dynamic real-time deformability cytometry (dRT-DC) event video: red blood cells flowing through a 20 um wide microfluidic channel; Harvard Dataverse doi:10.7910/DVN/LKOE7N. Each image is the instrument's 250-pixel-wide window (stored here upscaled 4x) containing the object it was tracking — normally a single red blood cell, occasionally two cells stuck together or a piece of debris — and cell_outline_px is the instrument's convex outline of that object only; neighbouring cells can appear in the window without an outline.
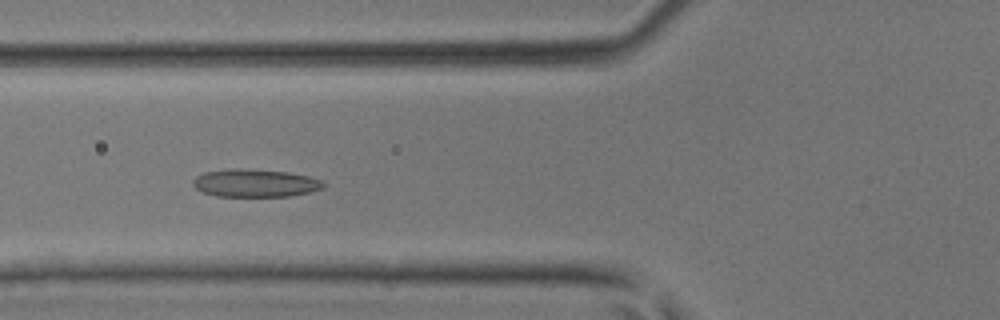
{"species": "common noctule bat (a hibernating species)", "species_latin": "Nyctalus noctula", "temperature_condition": "room temperature", "stored_images_in_passage": 36, "camera_frame_rate_fps": 3000, "um_per_image_px": 0.085, "animal": {"sex": "male", "body_mass_g": 17.9, "forearm_length_mm": 54.2}, "frame": {"image": 1, "passage_image": 9, "time_ms": 2.667, "image_size_px": [1000, 320], "cell_outline_px": [[324, 188], [308, 192], [288, 196], [216, 196], [204, 192], [196, 188], [192, 184], [192, 180], [196, 176], [204, 172], [232, 168], [240, 168], [288, 172], [308, 176], [324, 180]], "centroid_in_image_um": [21.68, 15.55], "position_along_channel_um": 104.1, "area_um2": 21.15}}
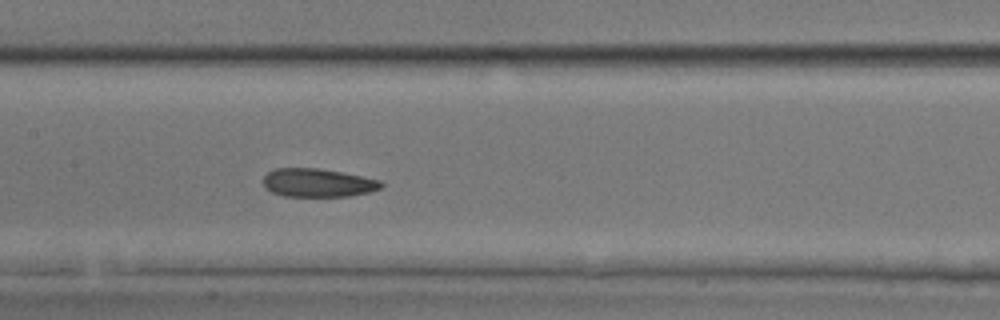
{"frame": {"image": 2, "passage_image": 14, "time_ms": 4.333, "image_size_px": [1000, 320], "cell_outline_px": [[384, 184], [380, 188], [368, 192], [348, 196], [284, 196], [272, 192], [264, 188], [264, 176], [268, 172], [276, 168], [320, 168], [380, 180]], "centroid_in_image_um": [26.98, 15.53], "position_along_channel_um": 180.4, "area_um2": 19.36}}
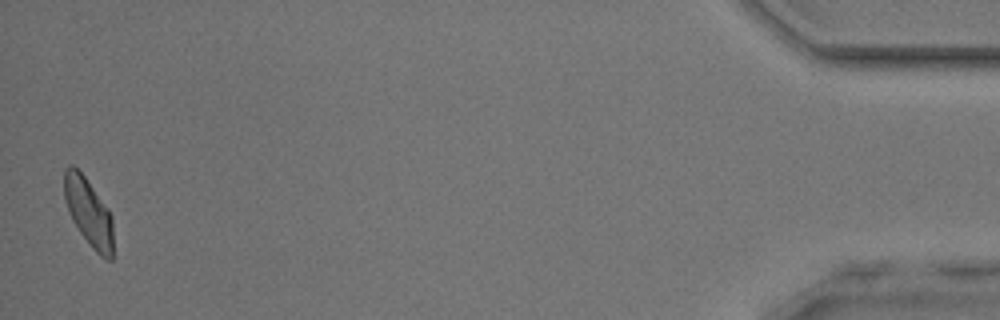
{"frame": {"image": 3, "passage_image": 36, "time_ms": 11.667, "image_size_px": [1000, 320], "cell_outline_px": [[112, 260], [108, 260], [100, 256], [92, 248], [80, 232], [72, 220], [64, 200], [64, 168], [68, 164], [72, 164], [84, 176], [108, 208], [112, 216]], "centroid_in_image_um": [7.51, 18.02], "position_along_channel_um": 427.7, "area_um2": 19.31}}